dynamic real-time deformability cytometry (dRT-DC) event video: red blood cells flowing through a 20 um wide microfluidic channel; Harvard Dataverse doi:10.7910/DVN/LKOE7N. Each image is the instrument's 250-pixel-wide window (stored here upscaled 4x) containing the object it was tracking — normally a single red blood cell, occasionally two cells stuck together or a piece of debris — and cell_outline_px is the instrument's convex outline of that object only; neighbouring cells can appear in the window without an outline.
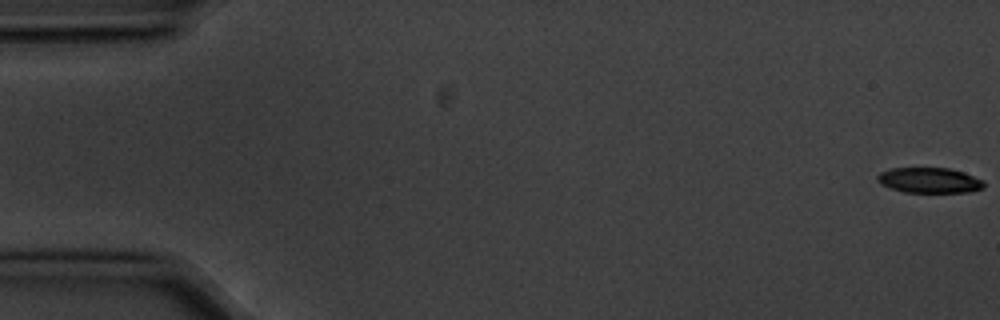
{"species": "common noctule bat (a hibernating species)", "species_latin": "Nyctalus noctula", "temperature_condition": "cold", "stored_images_in_passage": 5, "camera_frame_rate_fps": 3000, "um_per_image_px": 0.085, "animal": {"sex": "male", "body_mass_g": 20.1, "forearm_length_mm": 53.5}, "frame": {"image": 1, "passage_image": 1, "time_ms": 0.0, "image_size_px": [1000, 320], "cell_outline_px": [[984, 188], [972, 192], [904, 192], [880, 184], [876, 180], [876, 176], [880, 172], [892, 168], [948, 168], [964, 172], [984, 180]], "centroid_in_image_um": [79.01, 15.32], "position_along_channel_um": 6.0, "area_um2": 15.84}}
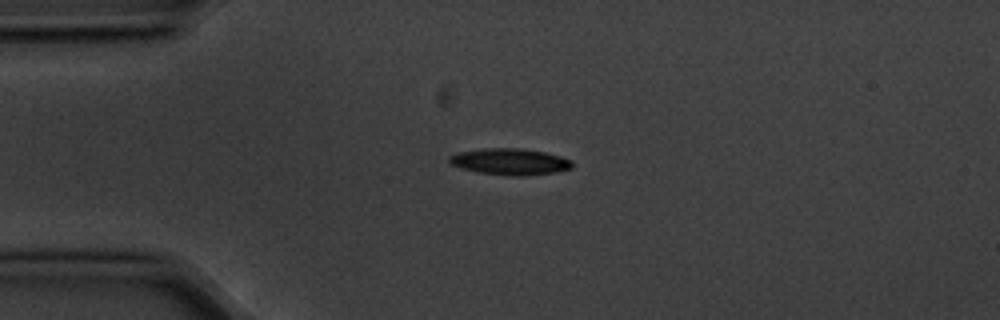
{"frame": {"image": 2, "passage_image": 4, "time_ms": 1.0, "image_size_px": [1000, 320], "cell_outline_px": [[572, 168], [556, 172], [520, 176], [480, 172], [460, 168], [452, 164], [448, 160], [448, 156], [456, 152], [484, 148], [520, 148], [544, 152], [560, 156], [572, 160]], "centroid_in_image_um": [43.33, 13.72], "position_along_channel_um": 41.7, "area_um2": 18.79}}